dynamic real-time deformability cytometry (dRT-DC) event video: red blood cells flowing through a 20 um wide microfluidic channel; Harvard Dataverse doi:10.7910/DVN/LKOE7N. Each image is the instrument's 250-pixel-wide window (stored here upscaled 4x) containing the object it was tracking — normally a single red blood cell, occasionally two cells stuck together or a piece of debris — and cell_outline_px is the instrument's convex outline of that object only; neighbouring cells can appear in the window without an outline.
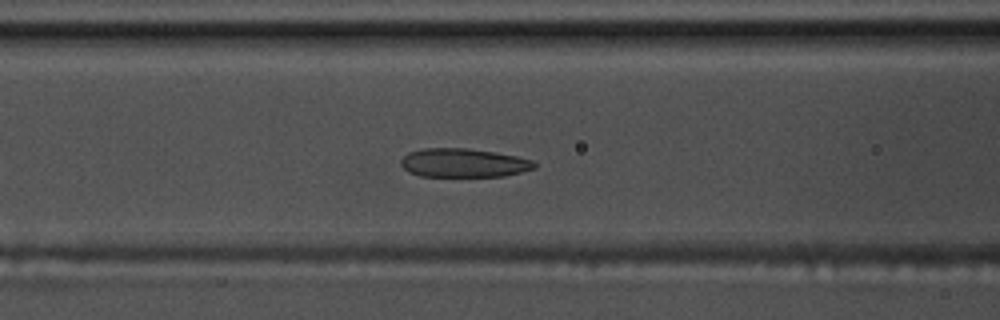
{"species": "common noctule bat (a hibernating species)", "species_latin": "Nyctalus noctula", "temperature_condition": "warm", "stored_images_in_passage": 27, "camera_frame_rate_fps": 3000, "um_per_image_px": 0.085, "animal": {"sex": "male", "body_mass_g": 17.5, "forearm_length_mm": 52.3}, "frame": {"image": 1, "passage_image": 12, "time_ms": 3.667, "image_size_px": [1000, 320], "cell_outline_px": [[536, 168], [504, 176], [420, 176], [408, 172], [400, 164], [400, 160], [408, 152], [424, 148], [468, 148], [496, 152], [516, 156], [532, 160], [536, 164]], "centroid_in_image_um": [39.38, 13.84], "position_along_channel_um": 127.2, "area_um2": 22.43}}
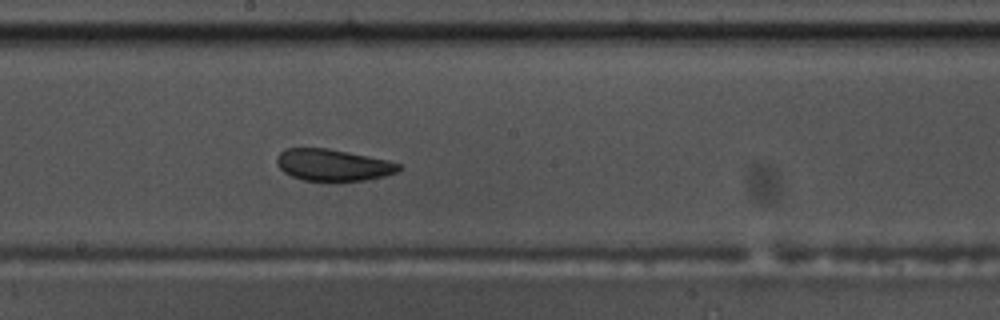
{"frame": {"image": 2, "passage_image": 20, "time_ms": 6.333, "image_size_px": [1000, 320], "cell_outline_px": [[400, 168], [396, 172], [384, 176], [364, 180], [304, 180], [292, 176], [284, 172], [276, 164], [276, 156], [280, 152], [288, 148], [328, 148], [388, 160], [400, 164]], "centroid_in_image_um": [28.27, 14.01], "position_along_channel_um": 219.9, "area_um2": 22.25}}